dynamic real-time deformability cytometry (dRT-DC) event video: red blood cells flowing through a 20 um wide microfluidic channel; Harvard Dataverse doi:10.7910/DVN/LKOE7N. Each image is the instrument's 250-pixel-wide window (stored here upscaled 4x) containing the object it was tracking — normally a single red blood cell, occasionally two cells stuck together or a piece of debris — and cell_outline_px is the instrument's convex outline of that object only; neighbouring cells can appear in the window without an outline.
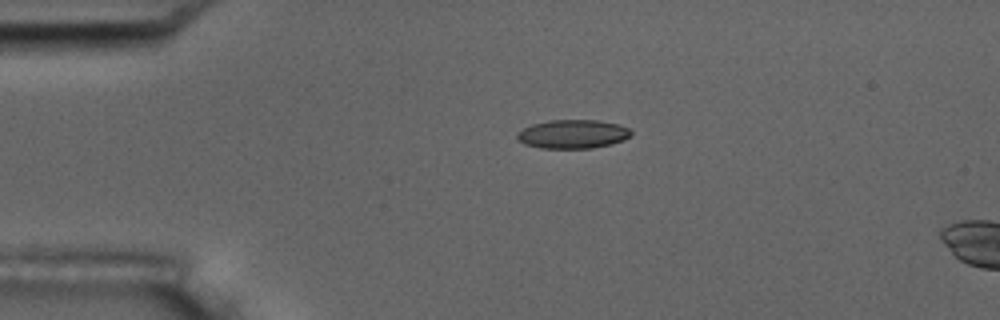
{"species": "common noctule bat (a hibernating species)", "species_latin": "Nyctalus noctula", "temperature_condition": "room temperature", "stored_images_in_passage": 2, "camera_frame_rate_fps": 3000, "um_per_image_px": 0.085, "animal": {"sex": "male", "body_mass_g": 17.5, "forearm_length_mm": 52.3}, "frame": {"image": 1, "passage_image": 1, "time_ms": 0.0, "image_size_px": [1000, 320], "cell_outline_px": [[632, 136], [624, 140], [612, 144], [592, 148], [540, 148], [524, 144], [516, 136], [516, 132], [532, 124], [548, 120], [596, 120], [620, 124], [628, 128], [632, 132]], "centroid_in_image_um": [48.71, 11.39], "position_along_channel_um": 36.3, "area_um2": 19.25}}